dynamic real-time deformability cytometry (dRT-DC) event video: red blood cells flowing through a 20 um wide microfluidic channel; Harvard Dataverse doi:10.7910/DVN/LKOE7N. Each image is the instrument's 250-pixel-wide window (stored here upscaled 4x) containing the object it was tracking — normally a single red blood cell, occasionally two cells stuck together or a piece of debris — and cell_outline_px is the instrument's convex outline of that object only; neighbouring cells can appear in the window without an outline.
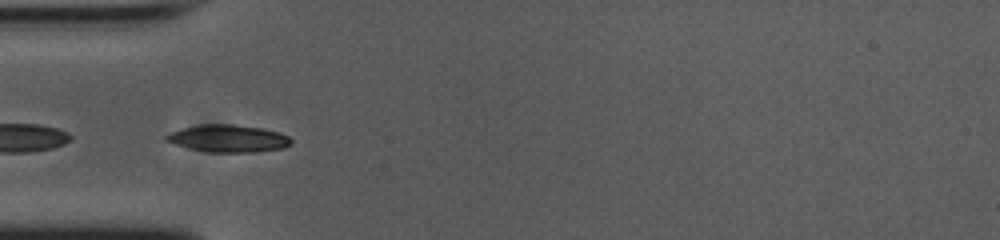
{"species": "common noctule bat (a hibernating species)", "species_latin": "Nyctalus noctula", "temperature_condition": "cold", "stored_images_in_passage": 37, "camera_frame_rate_fps": 3000, "um_per_image_px": 0.085, "animal": {"sex": "female", "body_mass_g": 23.0, "forearm_length_mm": 53.4}, "frame": {"image": 1, "passage_image": 1, "time_ms": 0.0, "image_size_px": [1000, 240], "cell_outline_px": [[292, 144], [284, 148], [256, 152], [208, 152], [188, 148], [164, 140], [164, 136], [168, 132], [180, 128], [200, 124], [232, 124], [260, 128], [276, 132], [288, 136], [292, 140]], "centroid_in_image_um": [19.35, 11.77], "position_along_channel_um": 65.6, "area_um2": 20.0}}